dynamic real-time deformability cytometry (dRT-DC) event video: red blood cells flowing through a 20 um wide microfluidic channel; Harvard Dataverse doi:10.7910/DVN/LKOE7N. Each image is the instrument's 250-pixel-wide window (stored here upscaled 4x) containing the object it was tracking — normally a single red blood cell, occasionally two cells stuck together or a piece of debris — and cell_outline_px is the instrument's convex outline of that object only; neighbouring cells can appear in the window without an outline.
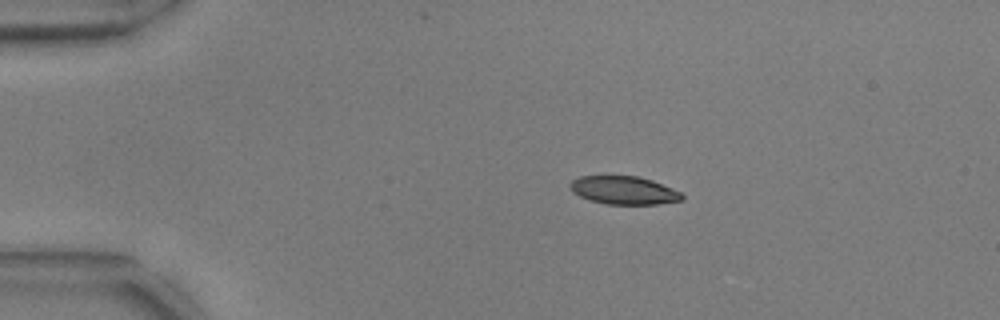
{"species": "common noctule bat (a hibernating species)", "species_latin": "Nyctalus noctula", "temperature_condition": "warm", "stored_images_in_passage": 44, "camera_frame_rate_fps": 3000, "um_per_image_px": 0.085, "animal": {"sex": "male", "body_mass_g": 17.9, "forearm_length_mm": 54.2}, "frame": {"image": 1, "passage_image": 1, "time_ms": 0.0, "image_size_px": [1000, 320], "cell_outline_px": [[684, 200], [656, 204], [608, 204], [592, 200], [580, 196], [572, 192], [568, 184], [572, 180], [580, 176], [636, 176], [652, 180], [672, 188], [680, 192], [684, 196]], "centroid_in_image_um": [53.03, 16.17], "position_along_channel_um": 32.0, "area_um2": 18.26}}
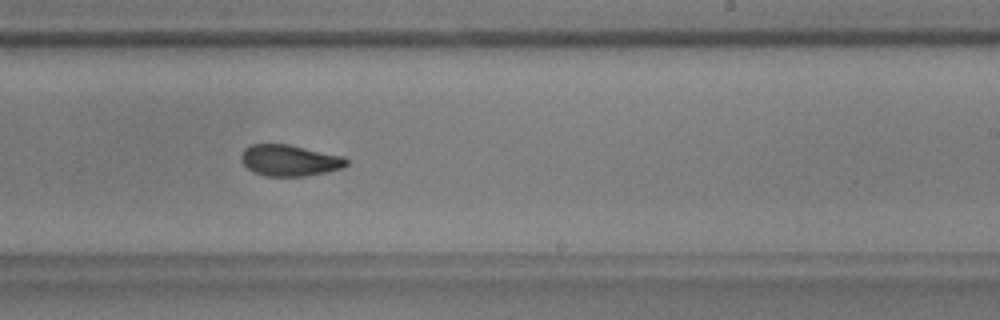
{"frame": {"image": 2, "passage_image": 24, "time_ms": 7.667, "image_size_px": [1000, 320], "cell_outline_px": [[348, 164], [344, 168], [304, 176], [264, 176], [252, 172], [240, 160], [240, 156], [244, 148], [252, 144], [288, 144], [344, 156], [348, 160]], "centroid_in_image_um": [24.6, 13.63], "position_along_channel_um": 264.4, "area_um2": 19.31}}
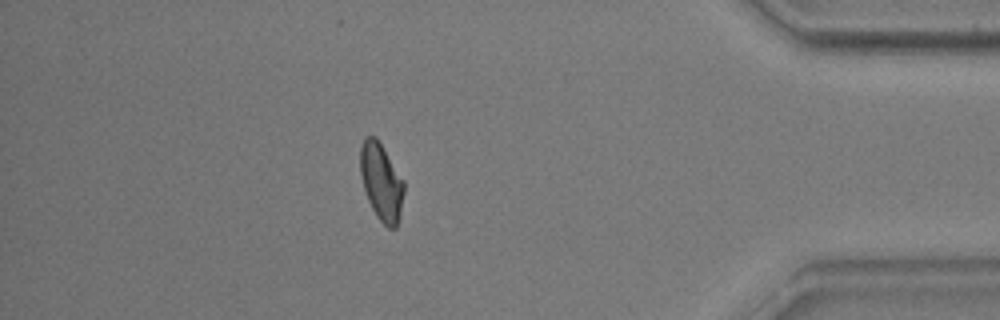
{"frame": {"image": 3, "passage_image": 38, "time_ms": 12.333, "image_size_px": [1000, 320], "cell_outline_px": [[404, 192], [400, 216], [396, 228], [388, 228], [376, 216], [368, 200], [360, 176], [360, 148], [364, 136], [376, 136], [404, 180]], "centroid_in_image_um": [32.41, 15.45], "position_along_channel_um": 402.8, "area_um2": 19.77}, "authors_computed_cell_mechanics": {"area_um2": 19.5364, "velocity_mm_per_s": 3.7466, "shape_relaxation_time_tau1_ms": null, "shape_relaxation_time_tau2_ms": 2.2539, "deformation_change_tau1": null, "deformation_change_tau2": 0.0803}}